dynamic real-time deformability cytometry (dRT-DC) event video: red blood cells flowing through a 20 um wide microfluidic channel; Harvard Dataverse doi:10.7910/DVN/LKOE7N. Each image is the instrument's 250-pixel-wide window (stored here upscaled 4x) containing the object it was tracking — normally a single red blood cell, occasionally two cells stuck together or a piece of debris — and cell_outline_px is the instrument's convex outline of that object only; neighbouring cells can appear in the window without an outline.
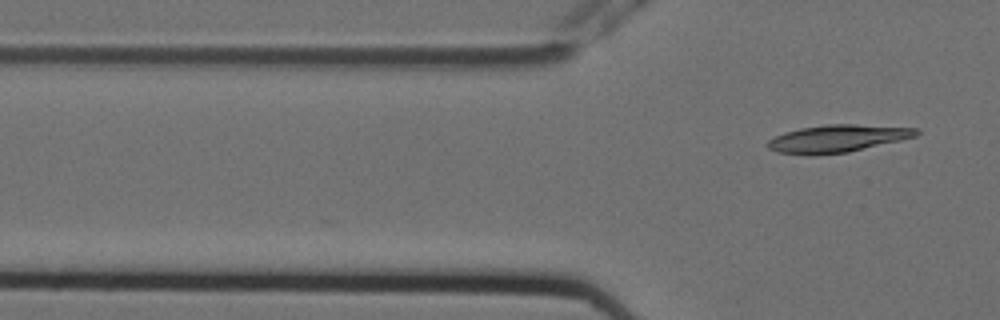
{"species": "Egyptian fruit bat (a non-hibernating species)", "species_latin": "Rousettus aegyptiacus", "temperature_condition": "cold", "stored_images_in_passage": 6, "segment_of_instrument_passage": [2, 2], "camera_frame_rate_fps": 3000, "um_per_image_px": 0.085, "animal": {"sex": "female"}, "frame": {"image": 1, "passage_image": 6, "time_ms": 1.667, "image_size_px": [1000, 320], "cell_outline_px": [[920, 132], [916, 136], [900, 140], [848, 152], [808, 156], [776, 152], [768, 148], [764, 144], [768, 140], [784, 132], [800, 128], [824, 124], [856, 124], [920, 128]], "centroid_in_image_um": [71.14, 11.78], "position_along_channel_um": 54.7, "area_um2": 24.04}}